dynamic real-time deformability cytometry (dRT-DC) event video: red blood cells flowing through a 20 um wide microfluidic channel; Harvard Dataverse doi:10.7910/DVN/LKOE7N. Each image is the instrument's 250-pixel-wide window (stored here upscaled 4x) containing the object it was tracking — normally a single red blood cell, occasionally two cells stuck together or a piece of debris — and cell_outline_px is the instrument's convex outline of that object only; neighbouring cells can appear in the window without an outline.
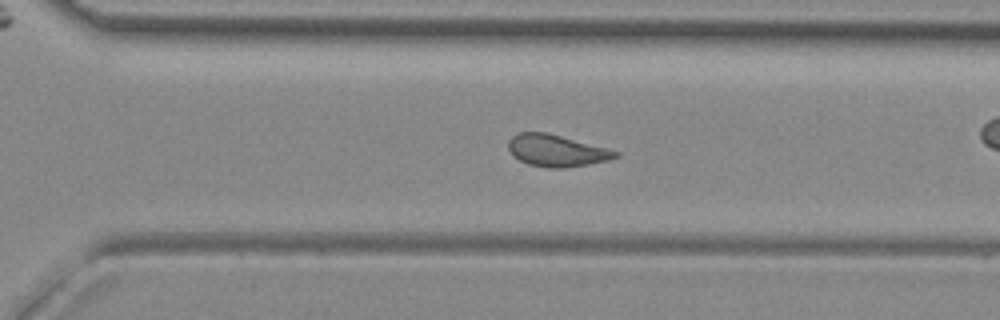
{"species": "common noctule bat (a hibernating species)", "species_latin": "Nyctalus noctula", "temperature_condition": "room temperature", "stored_images_in_passage": 47, "camera_frame_rate_fps": 3000, "um_per_image_px": 0.085, "animal": {"sex": "female", "body_mass_g": 29.2, "forearm_length_mm": 56.3}, "frame": {"image": 1, "passage_image": 34, "time_ms": 11.0, "image_size_px": [1000, 320], "cell_outline_px": [[620, 156], [608, 160], [588, 164], [564, 168], [548, 168], [528, 164], [512, 156], [508, 148], [508, 140], [516, 132], [544, 132], [608, 148], [620, 152]], "centroid_in_image_um": [47.28, 12.8], "position_along_channel_um": 323.3, "area_um2": 19.88}}